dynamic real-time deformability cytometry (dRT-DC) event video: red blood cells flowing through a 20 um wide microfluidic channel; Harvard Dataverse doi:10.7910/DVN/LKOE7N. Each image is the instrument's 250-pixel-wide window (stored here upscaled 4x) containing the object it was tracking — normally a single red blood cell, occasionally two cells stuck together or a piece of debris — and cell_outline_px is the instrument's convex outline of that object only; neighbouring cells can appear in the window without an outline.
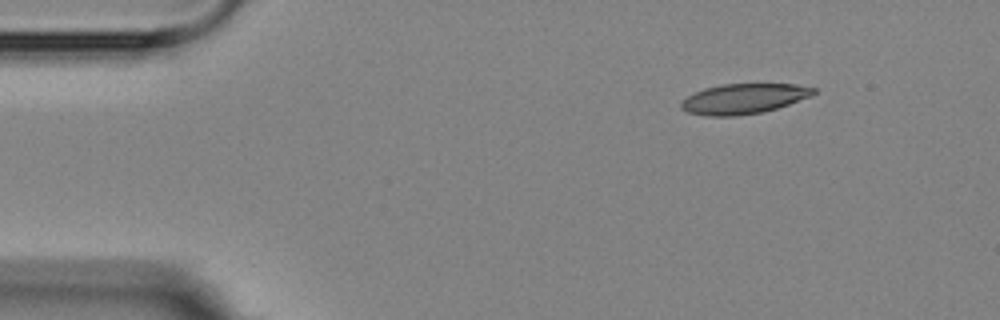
{"species": "Egyptian fruit bat (a non-hibernating species)", "species_latin": "Rousettus aegyptiacus", "temperature_condition": "room temperature", "stored_images_in_passage": 9, "camera_frame_rate_fps": 3000, "um_per_image_px": 0.085, "animal": {"sex": "female"}, "frame": {"image": 1, "passage_image": 1, "time_ms": 0.0, "image_size_px": [1000, 320], "cell_outline_px": [[816, 92], [812, 96], [776, 108], [760, 112], [736, 116], [708, 116], [688, 112], [680, 108], [680, 104], [688, 96], [704, 88], [724, 84], [796, 84], [816, 88]], "centroid_in_image_um": [63.23, 8.39], "position_along_channel_um": 21.8, "area_um2": 23.06}}
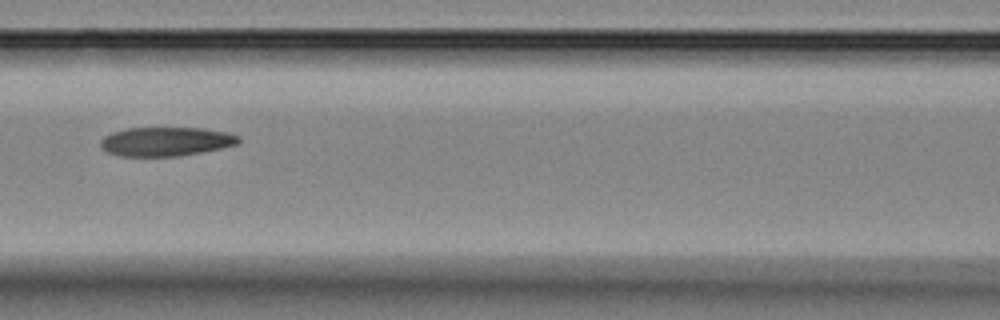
{"frame": {"image": 2, "passage_image": 6, "time_ms": 5.667, "image_size_px": [1000, 320], "cell_outline_px": [[240, 140], [236, 144], [220, 148], [180, 156], [120, 156], [108, 152], [100, 148], [100, 140], [104, 136], [112, 132], [124, 128], [204, 128], [228, 132], [240, 136]], "centroid_in_image_um": [14.07, 12.02], "position_along_channel_um": 152.5, "area_um2": 23.41}}
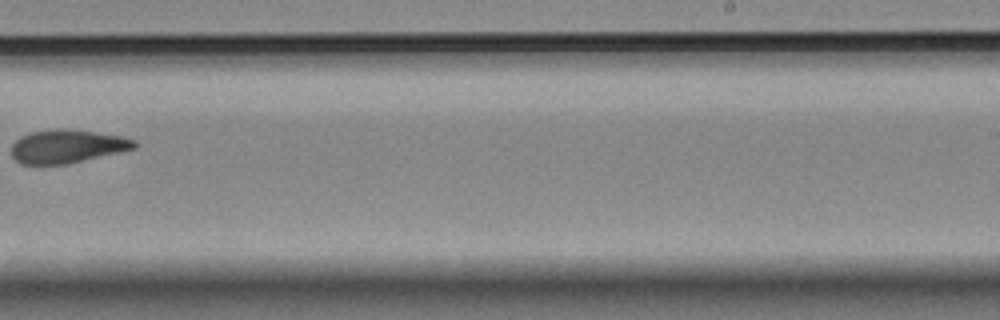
{"frame": {"image": 3, "passage_image": 9, "time_ms": 9.333, "image_size_px": [1000, 320], "cell_outline_px": [[136, 148], [68, 164], [20, 164], [12, 156], [12, 144], [20, 136], [32, 132], [56, 128], [64, 128], [96, 132], [124, 136], [136, 140]], "centroid_in_image_um": [5.71, 12.43], "position_along_channel_um": 283.3, "area_um2": 23.99}}